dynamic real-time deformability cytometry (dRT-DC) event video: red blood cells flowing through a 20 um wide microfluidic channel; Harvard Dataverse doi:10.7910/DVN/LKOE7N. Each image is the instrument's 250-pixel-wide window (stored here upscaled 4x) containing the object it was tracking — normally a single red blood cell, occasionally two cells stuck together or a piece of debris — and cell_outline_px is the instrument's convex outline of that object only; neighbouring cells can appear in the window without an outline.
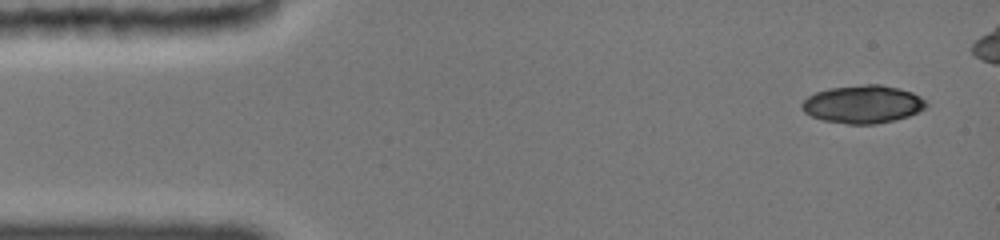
{"species": "common noctule bat (a hibernating species)", "species_latin": "Nyctalus noctula", "temperature_condition": "cold", "stored_images_in_passage": 6, "camera_frame_rate_fps": 3000, "um_per_image_px": 0.085, "animal": {"sex": "female", "body_mass_g": 19.0, "forearm_length_mm": 51.5}, "frame": {"image": 1, "passage_image": 1, "time_ms": 0.0, "image_size_px": [1000, 240], "cell_outline_px": [[928, 104], [924, 108], [908, 116], [892, 120], [872, 124], [848, 124], [824, 120], [812, 116], [804, 112], [800, 104], [808, 96], [816, 92], [828, 88], [864, 84], [880, 84], [900, 88], [912, 92], [920, 96]], "centroid_in_image_um": [73.33, 8.84], "position_along_channel_um": 11.7, "area_um2": 27.34}}